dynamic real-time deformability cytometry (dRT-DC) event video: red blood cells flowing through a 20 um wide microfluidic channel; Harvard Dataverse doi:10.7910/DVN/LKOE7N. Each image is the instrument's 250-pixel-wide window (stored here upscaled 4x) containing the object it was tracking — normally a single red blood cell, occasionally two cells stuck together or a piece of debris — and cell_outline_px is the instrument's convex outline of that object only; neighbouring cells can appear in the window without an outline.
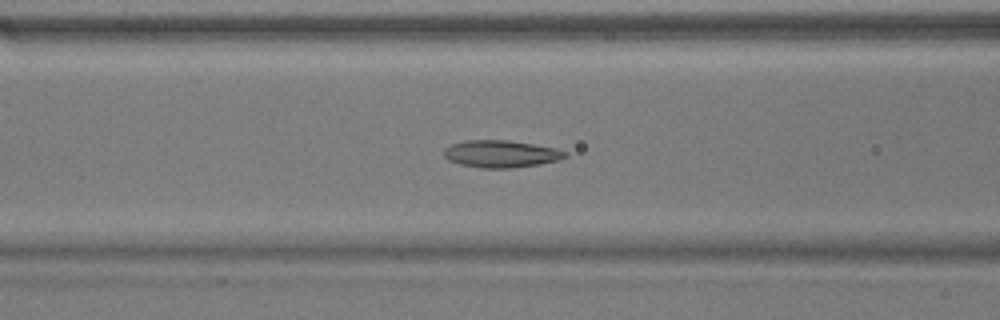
{"species": "common noctule bat (a hibernating species)", "species_latin": "Nyctalus noctula", "temperature_condition": "warm", "stored_images_in_passage": 40, "camera_frame_rate_fps": 3000, "um_per_image_px": 0.085, "animal": {"sex": "male", "body_mass_g": 17.9}, "frame": {"image": 1, "passage_image": 8, "time_ms": 2.333, "image_size_px": [1000, 320], "cell_outline_px": [[568, 156], [556, 160], [540, 164], [512, 168], [480, 168], [460, 164], [448, 160], [444, 156], [444, 152], [452, 144], [468, 140], [508, 140], [532, 144], [552, 148], [568, 152]], "centroid_in_image_um": [42.58, 13.09], "position_along_channel_um": 124.0, "area_um2": 18.96}}
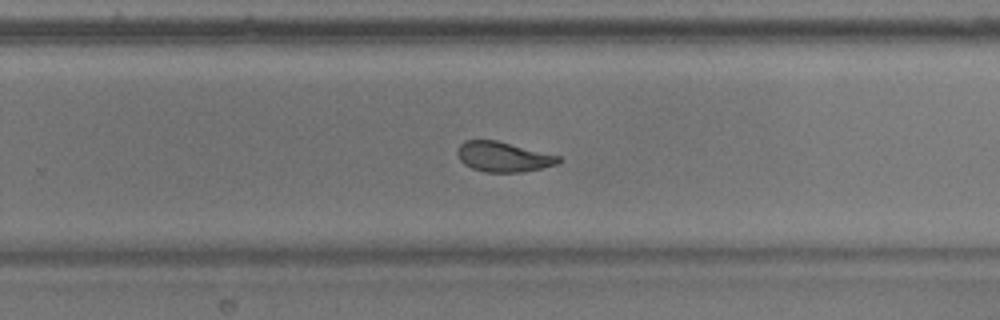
{"frame": {"image": 2, "passage_image": 21, "time_ms": 6.667, "image_size_px": [1000, 320], "cell_outline_px": [[564, 160], [556, 164], [540, 168], [520, 172], [484, 172], [472, 168], [464, 164], [460, 160], [456, 152], [456, 148], [464, 140], [496, 140], [560, 156]], "centroid_in_image_um": [42.75, 13.32], "position_along_channel_um": 287.1, "area_um2": 17.69}}
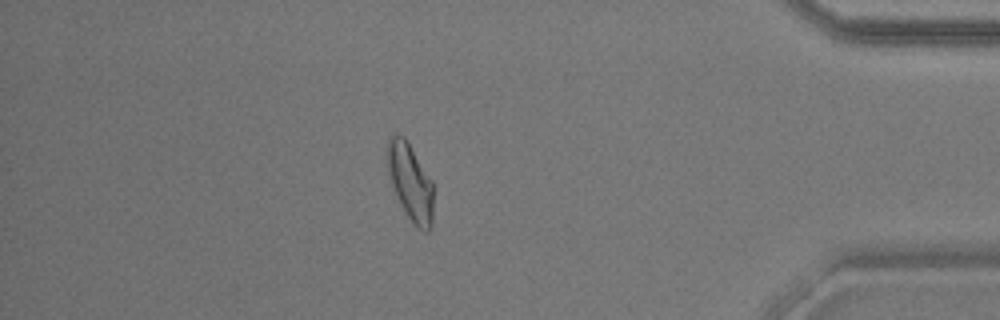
{"frame": {"image": 3, "passage_image": 33, "time_ms": 10.667, "image_size_px": [1000, 320], "cell_outline_px": [[432, 228], [428, 232], [424, 232], [408, 216], [396, 196], [388, 176], [384, 160], [384, 148], [388, 140], [392, 136], [404, 136], [432, 180]], "centroid_in_image_um": [34.82, 15.42], "position_along_channel_um": 400.4, "area_um2": 20.81}, "authors_computed_cell_mechanics": {"area_um2": 19.0162, "velocity_mm_per_s": 3.7685, "shape_relaxation_time_tau1_ms": 6.1162, "shape_relaxation_time_tau2_ms": 1.9178, "deformation_change_tau1": 0.1925, "deformation_change_tau2": 0.0899}}